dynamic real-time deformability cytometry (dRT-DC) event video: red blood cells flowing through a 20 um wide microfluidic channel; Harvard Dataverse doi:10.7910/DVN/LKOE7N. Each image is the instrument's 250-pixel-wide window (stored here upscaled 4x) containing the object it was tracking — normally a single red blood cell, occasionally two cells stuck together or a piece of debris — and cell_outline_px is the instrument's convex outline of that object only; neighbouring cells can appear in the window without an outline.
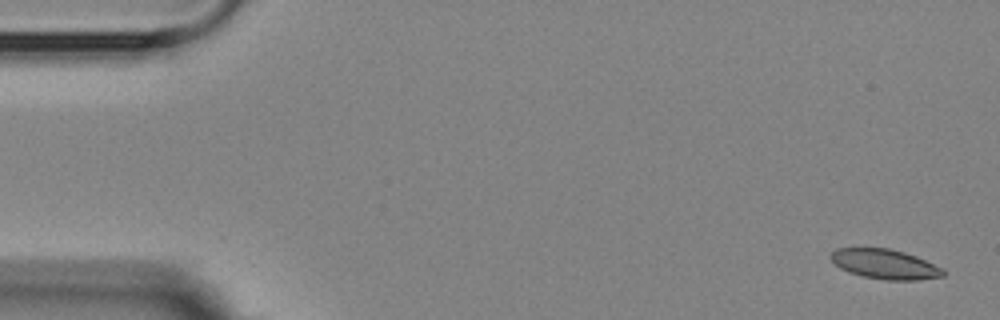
{"species": "Egyptian fruit bat (a non-hibernating species)", "species_latin": "Rousettus aegyptiacus", "temperature_condition": "room temperature", "stored_images_in_passage": 5, "camera_frame_rate_fps": 3000, "um_per_image_px": 0.085, "animal": {"sex": "female"}, "frame": {"image": 1, "passage_image": 1, "time_ms": 0.0, "image_size_px": [1000, 320], "cell_outline_px": [[944, 276], [920, 280], [884, 280], [864, 276], [848, 272], [840, 268], [828, 256], [836, 248], [888, 248], [904, 252], [916, 256], [944, 268]], "centroid_in_image_um": [75.23, 22.45], "position_along_channel_um": 9.8, "area_um2": 19.54}}
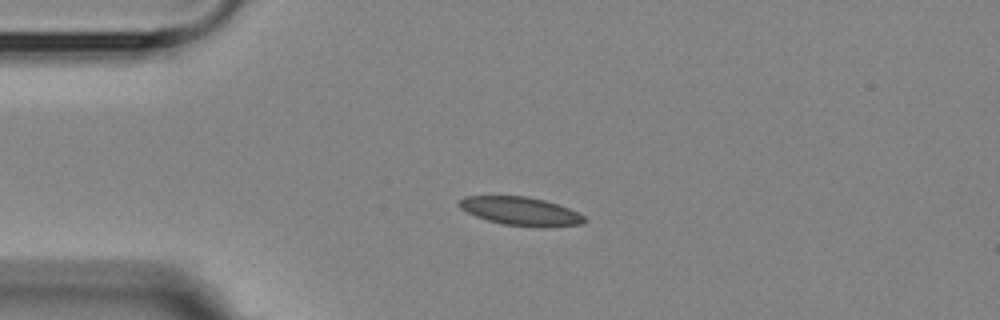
{"frame": {"image": 2, "passage_image": 4, "time_ms": 3.667, "image_size_px": [1000, 320], "cell_outline_px": [[588, 220], [580, 224], [544, 228], [536, 228], [504, 224], [488, 220], [476, 216], [460, 208], [456, 204], [464, 196], [524, 196], [544, 200], [568, 208], [584, 216]], "centroid_in_image_um": [44.25, 17.96], "position_along_channel_um": 40.7, "area_um2": 20.75}}